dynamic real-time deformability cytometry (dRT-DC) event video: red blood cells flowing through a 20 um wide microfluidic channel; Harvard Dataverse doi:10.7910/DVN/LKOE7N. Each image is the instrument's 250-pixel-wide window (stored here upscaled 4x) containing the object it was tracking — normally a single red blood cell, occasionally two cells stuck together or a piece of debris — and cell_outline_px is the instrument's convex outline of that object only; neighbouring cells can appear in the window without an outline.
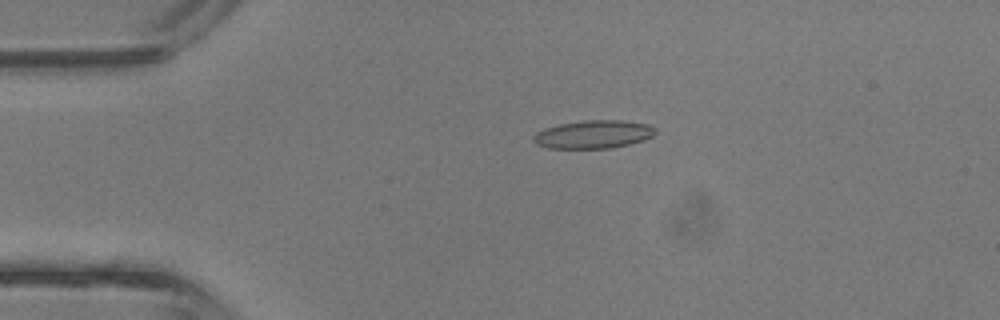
{"species": "common noctule bat (a hibernating species)", "species_latin": "Nyctalus noctula", "temperature_condition": "room temperature", "stored_images_in_passage": 34, "camera_frame_rate_fps": 3000, "um_per_image_px": 0.085, "animal": {"sex": "male", "body_mass_g": 13.3}, "frame": {"image": 1, "passage_image": 1, "time_ms": 0.0, "image_size_px": [1000, 320], "cell_outline_px": [[656, 132], [652, 136], [644, 140], [612, 148], [548, 148], [536, 144], [532, 140], [532, 136], [536, 132], [544, 128], [560, 124], [584, 120], [620, 120], [648, 124], [656, 128]], "centroid_in_image_um": [50.42, 11.42], "position_along_channel_um": 34.6, "area_um2": 20.06}}
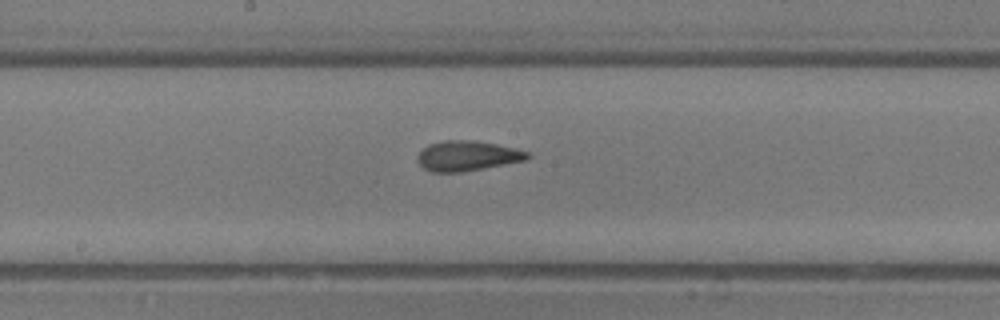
{"frame": {"image": 2, "passage_image": 14, "time_ms": 4.333, "image_size_px": [1000, 320], "cell_outline_px": [[532, 156], [528, 160], [460, 172], [432, 172], [424, 168], [416, 160], [416, 156], [428, 144], [444, 140], [476, 140], [516, 148], [528, 152]], "centroid_in_image_um": [39.73, 13.24], "position_along_channel_um": 208.5, "area_um2": 19.36}}
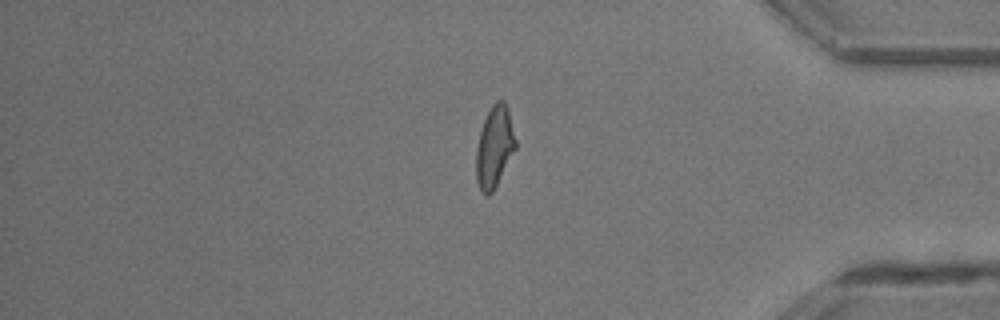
{"frame": {"image": 3, "passage_image": 27, "time_ms": 8.667, "image_size_px": [1000, 320], "cell_outline_px": [[516, 148], [492, 192], [488, 196], [480, 188], [476, 180], [476, 148], [480, 132], [484, 120], [492, 104], [496, 100], [504, 100], [508, 108], [516, 140]], "centroid_in_image_um": [42.03, 12.44], "position_along_channel_um": 393.2, "area_um2": 18.44}, "authors_computed_cell_mechanics": {"area_um2": 19.074, "velocity_mm_per_s": 4.9152, "shape_relaxation_time_tau1_ms": 8.5141, "shape_relaxation_time_tau2_ms": 1.301, "deformation_change_tau1": 0.2267, "deformation_change_tau2": 0.0916}}